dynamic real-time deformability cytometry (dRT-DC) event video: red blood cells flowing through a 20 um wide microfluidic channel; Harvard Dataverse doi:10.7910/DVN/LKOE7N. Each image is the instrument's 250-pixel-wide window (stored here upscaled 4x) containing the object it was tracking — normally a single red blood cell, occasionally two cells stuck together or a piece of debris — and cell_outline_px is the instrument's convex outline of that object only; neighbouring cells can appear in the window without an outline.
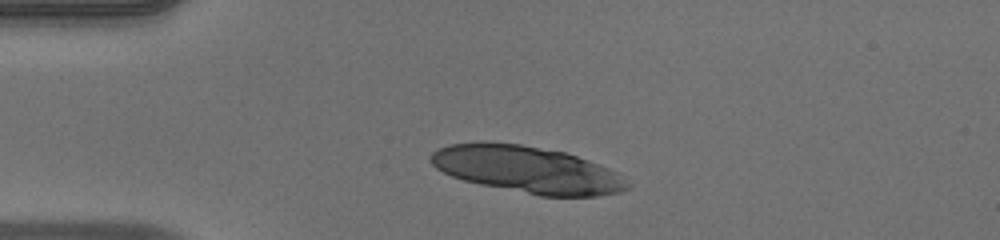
{"species": "human", "species_latin": "Homo sapiens", "temperature_condition": "warm", "stored_images_in_passage": 40, "segment_of_instrument_passage": [1, 2], "camera_frame_rate_fps": 3000, "um_per_image_px": 0.085, "donor": {"sex": "male"}, "frame": {"image": 1, "passage_image": 1, "time_ms": 0.0, "image_size_px": [1000, 240], "cell_outline_px": [[604, 192], [588, 196], [548, 196], [468, 180], [456, 176], [440, 168], [432, 160], [436, 152], [444, 148], [456, 144], [512, 144], [560, 152], [572, 156], [580, 160]], "centroid_in_image_um": [44.12, 14.35], "position_along_channel_um": 40.9, "area_um2": 44.1}}